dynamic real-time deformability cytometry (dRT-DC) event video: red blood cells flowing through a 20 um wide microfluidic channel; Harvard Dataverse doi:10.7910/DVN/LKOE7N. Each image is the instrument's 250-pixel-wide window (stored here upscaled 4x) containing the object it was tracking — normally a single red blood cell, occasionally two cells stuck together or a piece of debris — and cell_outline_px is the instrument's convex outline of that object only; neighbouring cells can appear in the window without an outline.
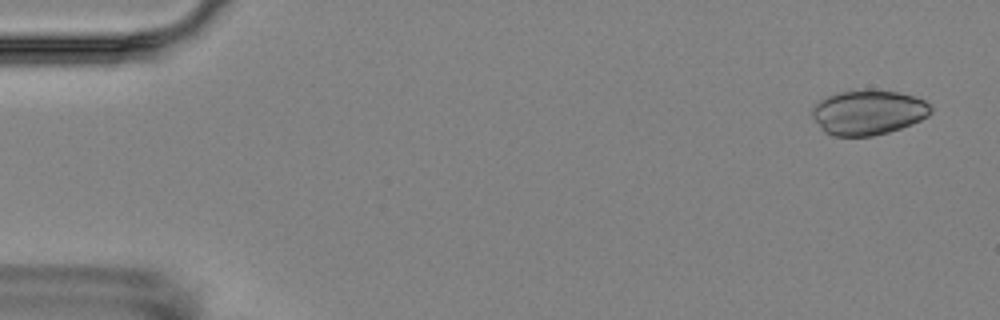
{"species": "Egyptian fruit bat (a non-hibernating species)", "species_latin": "Rousettus aegyptiacus", "temperature_condition": "room temperature", "stored_images_in_passage": 5, "camera_frame_rate_fps": 3000, "um_per_image_px": 0.085, "animal": {"sex": "female"}, "frame": {"image": 1, "passage_image": 1, "time_ms": 0.0, "image_size_px": [1000, 320], "cell_outline_px": [[932, 112], [928, 116], [912, 124], [888, 132], [872, 136], [832, 136], [824, 132], [812, 116], [812, 108], [820, 100], [836, 92], [896, 92], [912, 96], [924, 100], [932, 108]], "centroid_in_image_um": [73.79, 9.59], "position_along_channel_um": 11.2, "area_um2": 30.29}}
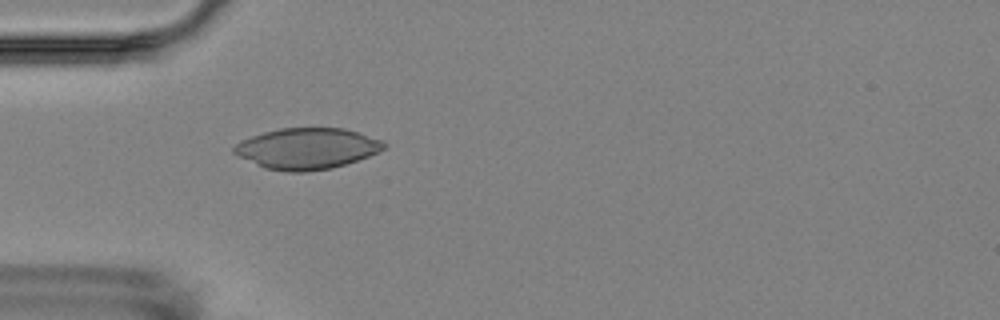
{"frame": {"image": 2, "passage_image": 5, "time_ms": 4.667, "image_size_px": [1000, 320], "cell_outline_px": [[388, 144], [384, 148], [368, 156], [332, 168], [304, 172], [288, 172], [264, 168], [232, 152], [232, 148], [240, 140], [264, 132], [280, 128], [344, 128], [384, 140]], "centroid_in_image_um": [26.09, 12.62], "position_along_channel_um": 58.9, "area_um2": 35.72}}